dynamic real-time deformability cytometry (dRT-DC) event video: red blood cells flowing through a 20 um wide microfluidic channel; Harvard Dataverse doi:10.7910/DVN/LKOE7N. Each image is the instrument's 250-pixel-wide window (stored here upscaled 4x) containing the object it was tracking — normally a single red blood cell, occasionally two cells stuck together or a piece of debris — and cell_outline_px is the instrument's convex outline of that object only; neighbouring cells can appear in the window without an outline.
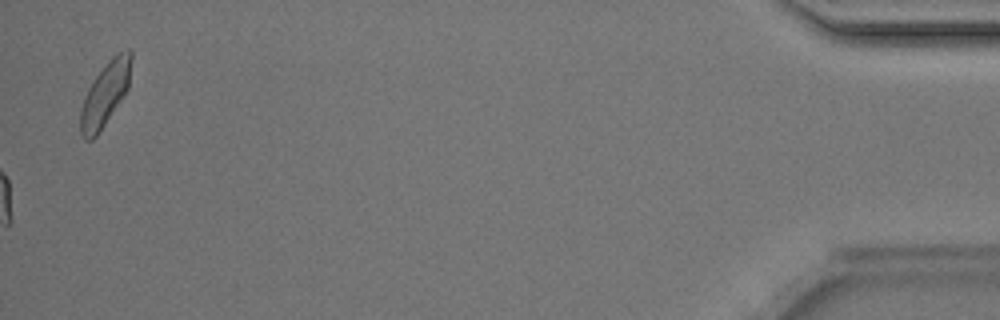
{"species": "Egyptian fruit bat (a non-hibernating species)", "species_latin": "Rousettus aegyptiacus", "temperature_condition": "room temperature", "stored_images_in_passage": 49, "camera_frame_rate_fps": 3000, "um_per_image_px": 0.085, "animal": {"sex": "male"}, "frame": {"image": 1, "passage_image": 49, "time_ms": 16.0, "image_size_px": [1000, 320], "cell_outline_px": [[132, 60], [128, 88], [124, 96], [96, 136], [92, 140], [84, 140], [80, 132], [80, 108], [88, 88], [96, 76], [108, 60], [112, 56], [124, 48], [128, 48], [132, 52]], "centroid_in_image_um": [8.95, 7.96], "position_along_channel_um": 426.3, "area_um2": 18.96}, "authors_computed_cell_mechanics": {"area_um2": 20.3456, "velocity_mm_per_s": 4.1446, "shape_relaxation_time_tau1_ms": 3.3355, "shape_relaxation_time_tau2_ms": 1.2354, "deformation_change_tau1": 0.1081, "deformation_change_tau2": 0.0785}}